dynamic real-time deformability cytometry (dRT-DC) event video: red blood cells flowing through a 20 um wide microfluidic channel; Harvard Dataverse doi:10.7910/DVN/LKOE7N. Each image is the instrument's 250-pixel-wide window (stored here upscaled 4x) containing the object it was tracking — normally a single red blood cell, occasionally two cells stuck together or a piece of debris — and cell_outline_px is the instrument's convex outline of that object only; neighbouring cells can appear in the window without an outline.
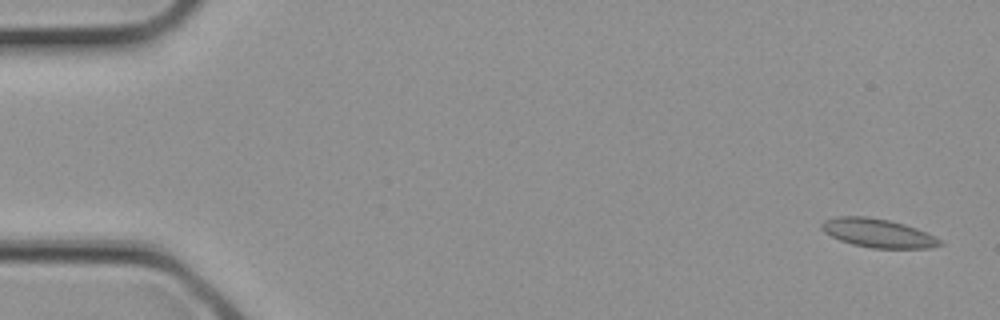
{"species": "common noctule bat (a hibernating species)", "species_latin": "Nyctalus noctula", "temperature_condition": "cold", "stored_images_in_passage": 3, "camera_frame_rate_fps": 3000, "um_per_image_px": 0.085, "animal": {"sex": "female", "body_mass_g": 21.9}, "frame": {"image": 1, "passage_image": 1, "time_ms": 0.0, "image_size_px": [1000, 320], "cell_outline_px": [[944, 244], [928, 248], [872, 248], [852, 244], [840, 240], [824, 232], [820, 228], [820, 224], [824, 220], [836, 216], [864, 216], [888, 220], [904, 224], [916, 228], [936, 236]], "centroid_in_image_um": [74.61, 19.81], "position_along_channel_um": 10.4, "area_um2": 19.77}}
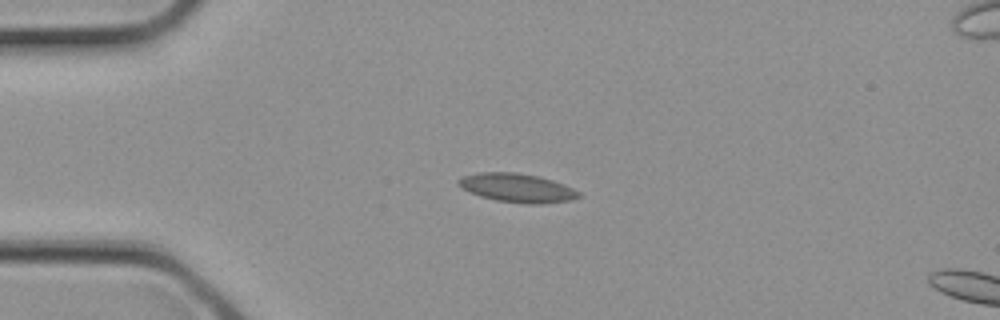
{"frame": {"image": 2, "passage_image": 2, "time_ms": 0.333, "image_size_px": [1000, 320], "cell_outline_px": [[584, 196], [572, 200], [540, 204], [528, 204], [496, 200], [480, 196], [464, 188], [456, 180], [464, 176], [480, 172], [516, 172], [540, 176], [564, 184], [580, 192]], "centroid_in_image_um": [44.04, 15.97], "position_along_channel_um": 41.0, "area_um2": 20.11}}